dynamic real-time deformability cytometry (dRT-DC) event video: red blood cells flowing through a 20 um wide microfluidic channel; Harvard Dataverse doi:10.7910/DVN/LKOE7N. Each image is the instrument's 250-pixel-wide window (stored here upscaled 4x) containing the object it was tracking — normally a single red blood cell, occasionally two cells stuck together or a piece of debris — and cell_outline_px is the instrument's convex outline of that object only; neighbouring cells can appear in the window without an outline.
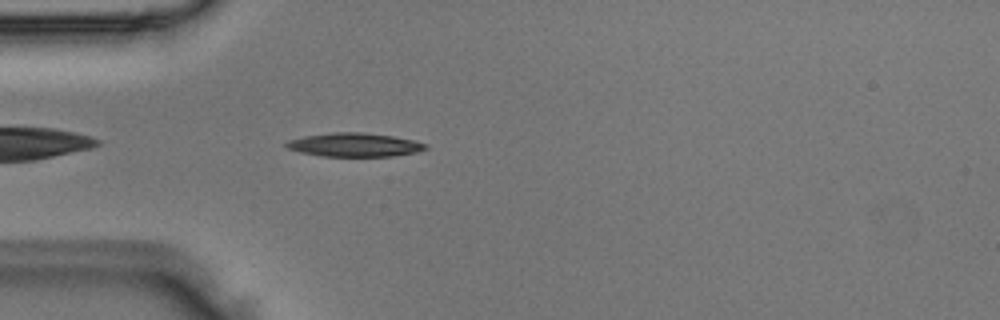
{"species": "Egyptian fruit bat (a non-hibernating species)", "species_latin": "Rousettus aegyptiacus", "temperature_condition": "room temperature", "stored_images_in_passage": 1, "camera_frame_rate_fps": 3000, "um_per_image_px": 0.085, "animal": {"sex": "male"}, "frame": {"image": 1, "passage_image": 1, "time_ms": 0.0, "image_size_px": [1000, 320], "cell_outline_px": [[428, 148], [416, 152], [392, 156], [320, 156], [300, 152], [288, 148], [284, 144], [288, 140], [304, 136], [332, 132], [360, 132], [392, 136], [412, 140], [428, 144]], "centroid_in_image_um": [30.11, 12.31], "position_along_channel_um": 54.9, "area_um2": 19.13}}